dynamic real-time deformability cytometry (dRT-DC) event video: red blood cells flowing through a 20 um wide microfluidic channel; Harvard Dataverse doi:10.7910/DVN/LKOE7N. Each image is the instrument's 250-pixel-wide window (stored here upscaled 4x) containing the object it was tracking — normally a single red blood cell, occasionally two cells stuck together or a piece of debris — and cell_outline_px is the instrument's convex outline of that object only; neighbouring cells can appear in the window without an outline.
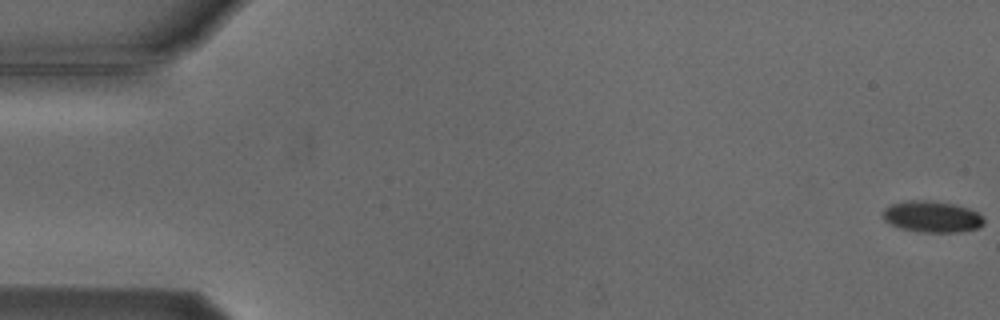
{"species": "Egyptian fruit bat (a non-hibernating species)", "species_latin": "Rousettus aegyptiacus", "temperature_condition": "cold", "stored_images_in_passage": 5, "camera_frame_rate_fps": 3000, "um_per_image_px": 0.085, "animal": {"sex": "male"}, "frame": {"image": 1, "passage_image": 1, "time_ms": 0.0, "image_size_px": [1000, 320], "cell_outline_px": [[984, 224], [976, 228], [960, 232], [924, 232], [904, 228], [892, 224], [884, 220], [884, 208], [892, 204], [908, 200], [924, 200], [952, 204], [968, 208], [976, 212], [984, 220]], "centroid_in_image_um": [79.23, 18.41], "position_along_channel_um": 5.8, "area_um2": 17.98}}
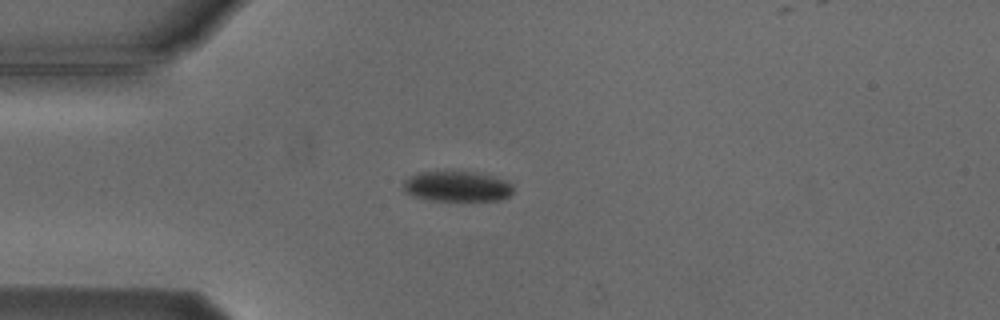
{"frame": {"image": 2, "passage_image": 5, "time_ms": 4.667, "image_size_px": [1000, 320], "cell_outline_px": [[512, 192], [504, 200], [424, 200], [412, 196], [404, 192], [404, 180], [408, 176], [420, 172], [472, 172], [492, 176], [504, 180], [512, 184]], "centroid_in_image_um": [38.81, 15.85], "position_along_channel_um": 46.2, "area_um2": 19.36}}